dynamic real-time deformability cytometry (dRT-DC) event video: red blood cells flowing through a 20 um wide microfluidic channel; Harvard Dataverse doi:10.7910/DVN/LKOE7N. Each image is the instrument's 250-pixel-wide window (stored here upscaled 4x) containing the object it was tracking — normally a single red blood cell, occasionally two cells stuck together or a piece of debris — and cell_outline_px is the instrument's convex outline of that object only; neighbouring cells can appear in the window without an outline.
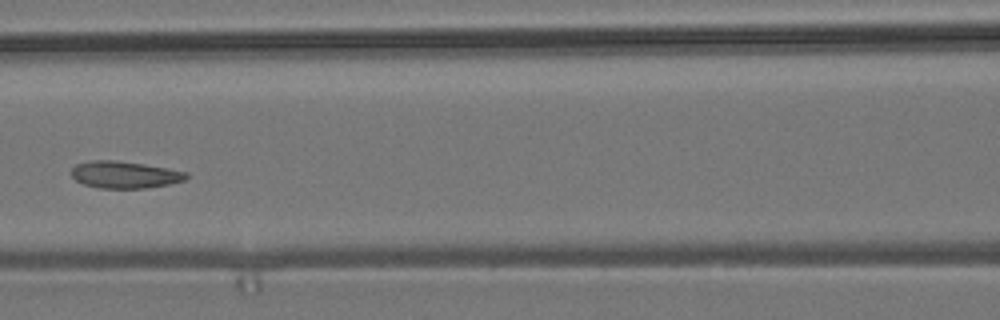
{"species": "common noctule bat (a hibernating species)", "species_latin": "Nyctalus noctula", "temperature_condition": "room temperature", "stored_images_in_passage": 9, "camera_frame_rate_fps": 3000, "um_per_image_px": 0.085, "animal": {"sex": "male", "body_mass_g": 19.2, "forearm_length_mm": 51.8}, "frame": {"image": 1, "passage_image": 7, "time_ms": 8.0, "image_size_px": [1000, 320], "cell_outline_px": [[188, 176], [184, 180], [172, 184], [144, 188], [100, 188], [84, 184], [76, 180], [68, 172], [76, 164], [88, 160], [116, 160], [144, 164], [168, 168], [188, 172]], "centroid_in_image_um": [10.58, 14.84], "position_along_channel_um": 156.0, "area_um2": 18.26}}
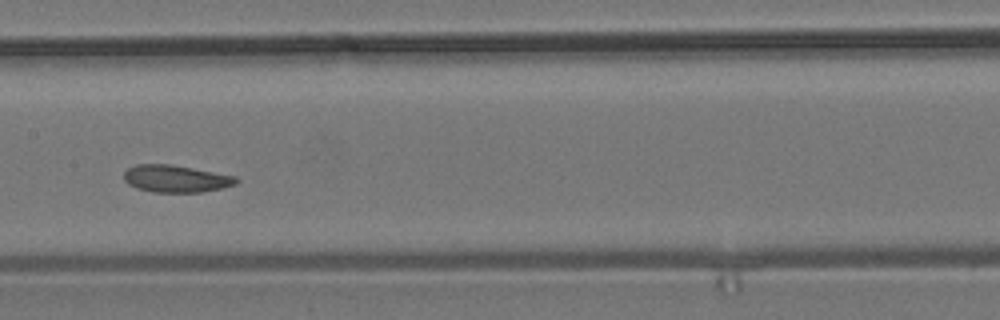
{"frame": {"image": 2, "passage_image": 8, "time_ms": 9.0, "image_size_px": [1000, 320], "cell_outline_px": [[240, 180], [236, 184], [220, 188], [200, 192], [152, 192], [136, 188], [128, 184], [124, 180], [124, 172], [128, 168], [136, 164], [172, 164], [236, 176]], "centroid_in_image_um": [14.94, 15.18], "position_along_channel_um": 192.5, "area_um2": 17.86}}
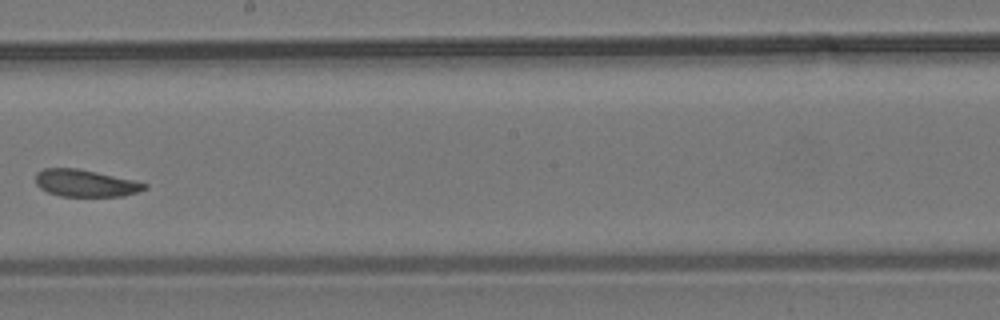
{"frame": {"image": 3, "passage_image": 9, "time_ms": 10.333, "image_size_px": [1000, 320], "cell_outline_px": [[148, 188], [124, 196], [60, 196], [48, 192], [40, 188], [36, 184], [36, 172], [44, 168], [76, 168], [136, 180], [148, 184]], "centroid_in_image_um": [7.27, 15.57], "position_along_channel_um": 240.9, "area_um2": 17.22}}